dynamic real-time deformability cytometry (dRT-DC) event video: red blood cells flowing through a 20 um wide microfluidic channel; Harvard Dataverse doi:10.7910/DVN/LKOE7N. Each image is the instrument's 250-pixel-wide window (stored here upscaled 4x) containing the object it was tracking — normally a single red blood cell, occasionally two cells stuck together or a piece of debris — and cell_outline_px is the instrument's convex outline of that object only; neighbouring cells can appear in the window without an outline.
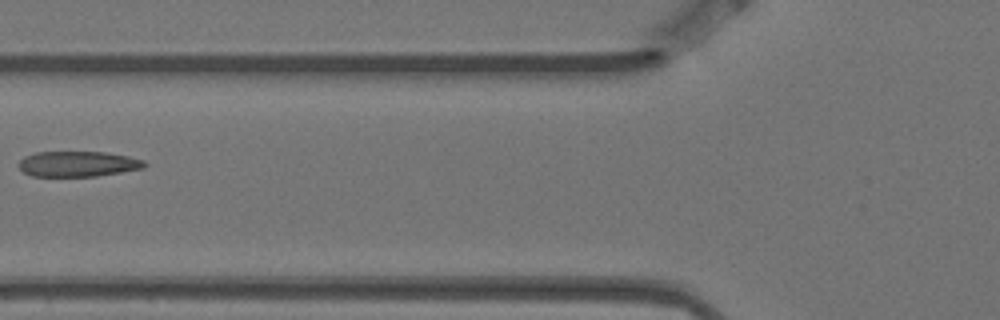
{"species": "Egyptian fruit bat (a non-hibernating species)", "species_latin": "Rousettus aegyptiacus", "temperature_condition": "warm", "stored_images_in_passage": 6, "camera_frame_rate_fps": 3000, "um_per_image_px": 0.085, "animal": {"sex": "female"}, "frame": {"image": 1, "passage_image": 4, "time_ms": 1.0, "image_size_px": [1000, 320], "cell_outline_px": [[148, 164], [144, 168], [96, 176], [32, 176], [24, 172], [16, 164], [24, 156], [36, 152], [104, 152], [128, 156], [144, 160]], "centroid_in_image_um": [6.61, 13.93], "position_along_channel_um": 119.2, "area_um2": 18.67}}
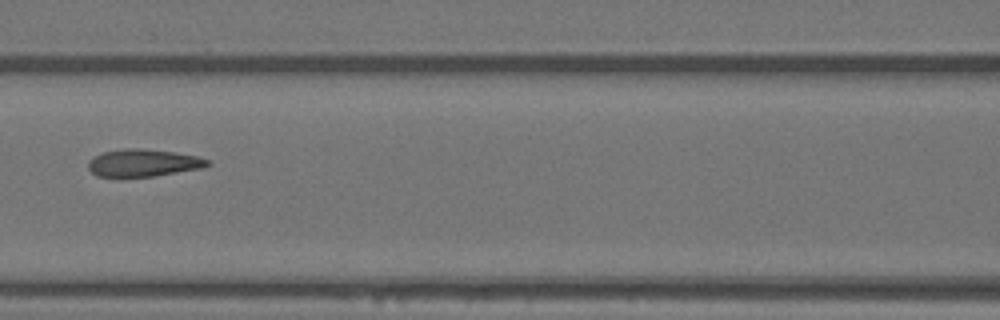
{"frame": {"image": 2, "passage_image": 5, "time_ms": 1.333, "image_size_px": [1000, 320], "cell_outline_px": [[212, 164], [200, 168], [152, 176], [96, 176], [88, 168], [88, 160], [104, 152], [124, 148], [140, 148], [172, 152], [196, 156], [208, 160]], "centroid_in_image_um": [12.15, 13.84], "position_along_channel_um": 154.5, "area_um2": 18.61}}
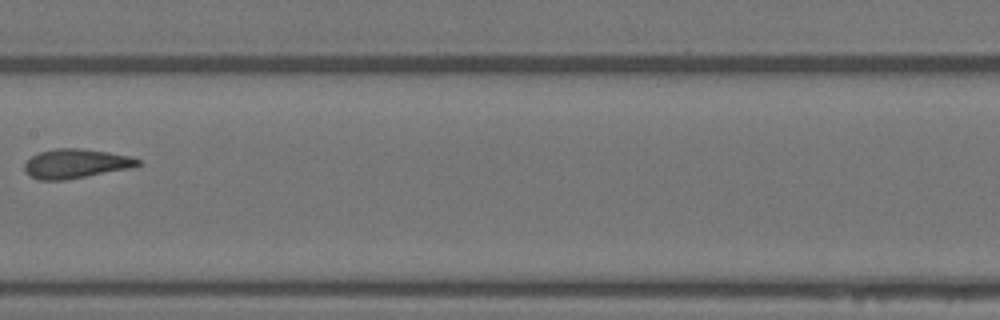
{"frame": {"image": 3, "passage_image": 6, "time_ms": 1.667, "image_size_px": [1000, 320], "cell_outline_px": [[140, 164], [132, 168], [64, 180], [40, 180], [24, 172], [24, 164], [32, 156], [40, 152], [56, 148], [80, 148], [108, 152], [128, 156], [140, 160]], "centroid_in_image_um": [6.43, 13.91], "position_along_channel_um": 201.0, "area_um2": 19.19}}